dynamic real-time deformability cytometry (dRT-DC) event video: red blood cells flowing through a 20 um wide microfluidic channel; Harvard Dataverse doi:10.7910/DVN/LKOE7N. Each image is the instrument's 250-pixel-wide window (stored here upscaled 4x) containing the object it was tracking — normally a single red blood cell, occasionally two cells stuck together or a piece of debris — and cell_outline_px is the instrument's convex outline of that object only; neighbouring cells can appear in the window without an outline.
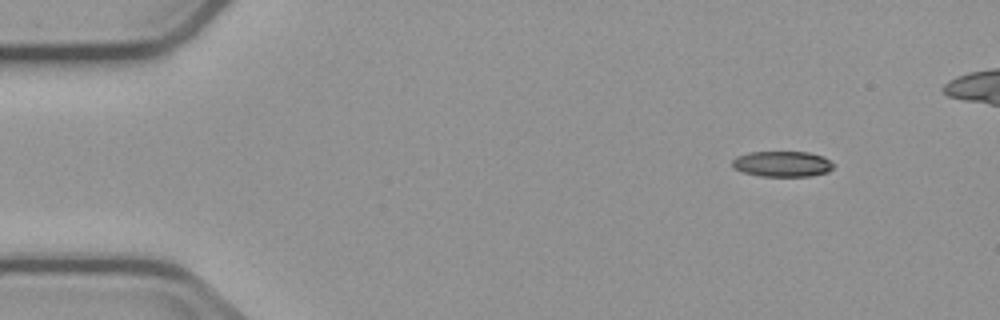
{"species": "common noctule bat (a hibernating species)", "species_latin": "Nyctalus noctula", "temperature_condition": "cold", "stored_images_in_passage": 4, "camera_frame_rate_fps": 3000, "um_per_image_px": 0.085, "animal": {"sex": "male", "body_mass_g": 23.1, "forearm_length_mm": 52.7}, "frame": {"image": 1, "passage_image": 1, "time_ms": 0.0, "image_size_px": [1000, 320], "cell_outline_px": [[836, 164], [828, 172], [812, 176], [760, 176], [744, 172], [736, 168], [732, 164], [732, 160], [736, 156], [748, 152], [808, 152], [824, 156]], "centroid_in_image_um": [66.54, 13.93], "position_along_channel_um": 18.5, "area_um2": 15.2}}
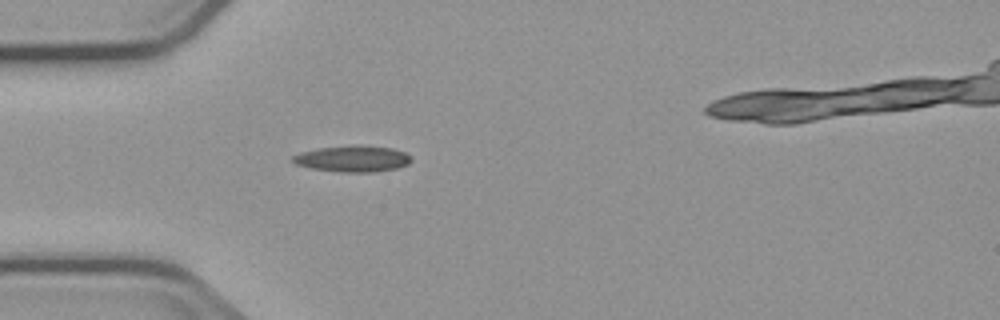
{"frame": {"image": 2, "passage_image": 4, "time_ms": 3.333, "image_size_px": [1000, 320], "cell_outline_px": [[412, 160], [408, 164], [396, 168], [372, 172], [340, 172], [308, 168], [296, 164], [292, 160], [292, 156], [300, 152], [320, 148], [392, 148], [404, 152], [412, 156]], "centroid_in_image_um": [29.96, 13.55], "position_along_channel_um": 55.0, "area_um2": 17.22}}